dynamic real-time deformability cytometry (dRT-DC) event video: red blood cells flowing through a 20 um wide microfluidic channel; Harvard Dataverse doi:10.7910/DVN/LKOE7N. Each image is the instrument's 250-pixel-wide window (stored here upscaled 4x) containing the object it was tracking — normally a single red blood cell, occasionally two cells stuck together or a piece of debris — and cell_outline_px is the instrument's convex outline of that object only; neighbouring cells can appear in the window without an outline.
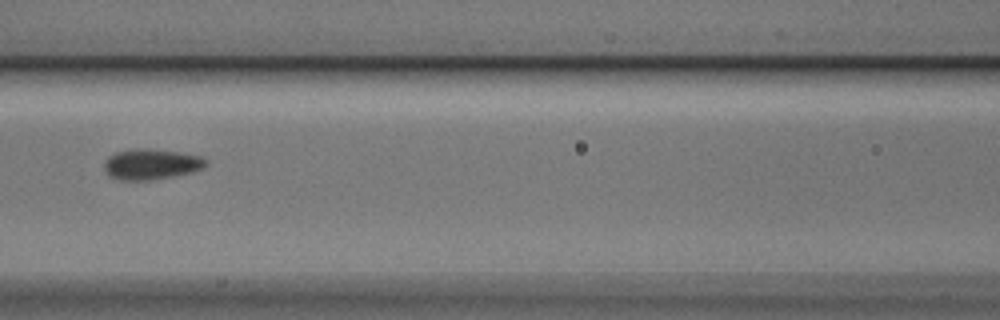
{"species": "Egyptian fruit bat (a non-hibernating species)", "species_latin": "Rousettus aegyptiacus", "temperature_condition": "cold", "stored_images_in_passage": 7, "camera_frame_rate_fps": 3000, "um_per_image_px": 0.085, "animal": {"sex": "male"}, "frame": {"image": 1, "passage_image": 7, "time_ms": 2.0, "image_size_px": [1000, 320], "cell_outline_px": [[208, 164], [204, 168], [192, 172], [152, 180], [120, 180], [108, 176], [104, 168], [104, 160], [108, 156], [116, 152], [136, 148], [148, 148], [176, 152], [200, 156]], "centroid_in_image_um": [12.81, 13.96], "position_along_channel_um": 153.8, "area_um2": 18.15}}